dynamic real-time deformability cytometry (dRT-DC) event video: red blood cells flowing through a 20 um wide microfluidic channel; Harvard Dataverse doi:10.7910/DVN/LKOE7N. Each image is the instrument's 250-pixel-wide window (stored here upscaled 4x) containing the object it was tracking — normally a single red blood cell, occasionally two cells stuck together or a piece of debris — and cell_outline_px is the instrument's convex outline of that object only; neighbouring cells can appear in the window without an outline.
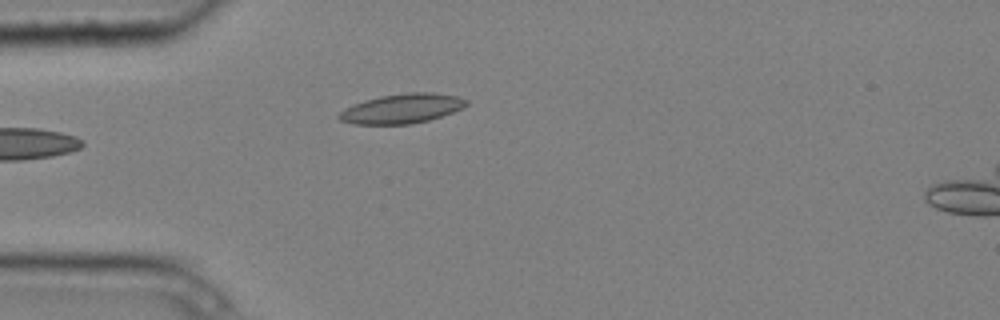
{"species": "common noctule bat (a hibernating species)", "species_latin": "Nyctalus noctula", "temperature_condition": "cold", "stored_images_in_passage": 6, "camera_frame_rate_fps": 3000, "um_per_image_px": 0.085, "animal": {"sex": "male", "body_mass_g": 20.4}, "frame": {"image": 1, "passage_image": 5, "time_ms": 1.333, "image_size_px": [1000, 320], "cell_outline_px": [[468, 104], [452, 112], [428, 120], [412, 124], [352, 124], [340, 120], [336, 116], [344, 108], [352, 104], [364, 100], [380, 96], [408, 92], [432, 92], [456, 96], [468, 100]], "centroid_in_image_um": [34.11, 9.22], "position_along_channel_um": 50.9, "area_um2": 21.91}}